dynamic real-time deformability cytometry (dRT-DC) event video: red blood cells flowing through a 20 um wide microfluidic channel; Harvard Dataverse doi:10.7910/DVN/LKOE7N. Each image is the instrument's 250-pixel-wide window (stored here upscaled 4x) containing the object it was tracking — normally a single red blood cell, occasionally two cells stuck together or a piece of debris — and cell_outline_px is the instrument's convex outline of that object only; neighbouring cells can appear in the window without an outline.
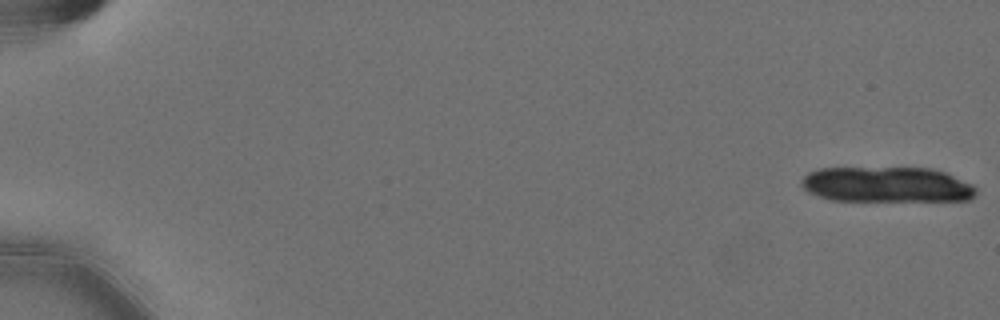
{"species": "Egyptian fruit bat (a non-hibernating species)", "species_latin": "Rousettus aegyptiacus", "temperature_condition": "cold", "stored_images_in_passage": 17, "camera_frame_rate_fps": 3000, "um_per_image_px": 0.085, "animal": {"sex": "female"}, "frame": {"image": 1, "passage_image": 1, "time_ms": 0.0, "image_size_px": [1000, 320], "cell_outline_px": [[976, 192], [968, 200], [828, 200], [808, 192], [800, 184], [800, 180], [808, 172], [820, 168], [932, 168], [944, 172], [972, 184], [976, 188]], "centroid_in_image_um": [75.32, 15.68], "position_along_channel_um": 9.7, "area_um2": 35.84}}